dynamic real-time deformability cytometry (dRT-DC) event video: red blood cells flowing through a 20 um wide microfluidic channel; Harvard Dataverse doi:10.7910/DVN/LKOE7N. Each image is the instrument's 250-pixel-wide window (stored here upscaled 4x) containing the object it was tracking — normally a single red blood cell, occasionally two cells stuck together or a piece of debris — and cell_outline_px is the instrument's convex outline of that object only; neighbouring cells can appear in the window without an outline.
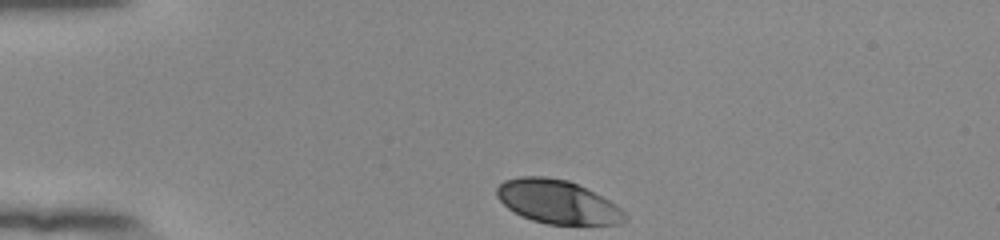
{"species": "human", "species_latin": "Homo sapiens", "temperature_condition": "room temperature", "stored_images_in_passage": 34, "camera_frame_rate_fps": 3000, "um_per_image_px": 0.085, "donor": {"sex": "female"}, "frame": {"image": 1, "passage_image": 1, "time_ms": 0.0, "image_size_px": [1000, 240], "cell_outline_px": [[624, 220], [616, 224], [548, 224], [532, 220], [520, 216], [508, 208], [496, 196], [496, 188], [504, 180], [520, 176], [544, 176], [568, 180], [608, 200], [620, 208], [624, 212]], "centroid_in_image_um": [47.31, 17.15], "position_along_channel_um": 37.7, "area_um2": 32.08}}
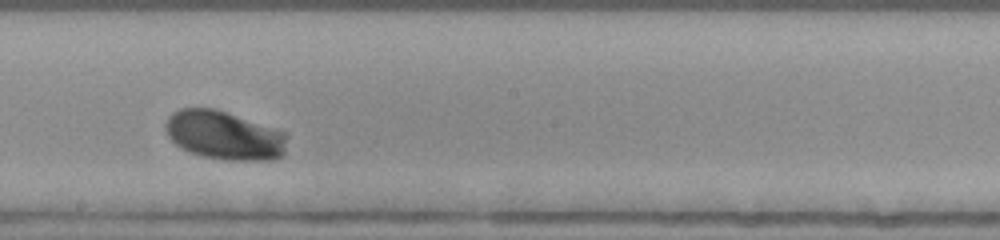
{"frame": {"image": 2, "passage_image": 20, "time_ms": 6.333, "image_size_px": [1000, 240], "cell_outline_px": [[288, 136], [284, 156], [272, 160], [224, 160], [204, 156], [180, 148], [168, 136], [164, 128], [164, 124], [168, 116], [172, 112], [180, 108], [216, 108], [284, 132]], "centroid_in_image_um": [19.05, 11.5], "position_along_channel_um": 229.2, "area_um2": 34.68}}
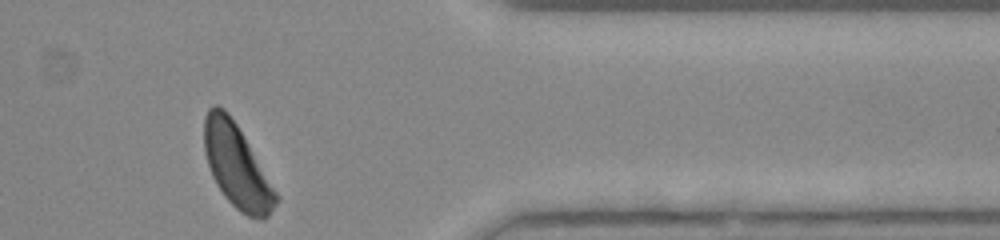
{"frame": {"image": 3, "passage_image": 34, "time_ms": 11.0, "image_size_px": [1000, 240], "cell_outline_px": [[280, 200], [268, 216], [264, 220], [248, 216], [240, 212], [228, 200], [216, 184], [212, 176], [208, 164], [204, 148], [204, 116], [208, 108], [212, 104], [216, 104], [224, 108], [228, 112], [236, 124], [280, 196]], "centroid_in_image_um": [20.13, 14.12], "position_along_channel_um": 391.3, "area_um2": 34.74}, "authors_computed_cell_mechanics": {"area_um2": 33.4662, "velocity_mm_per_s": 3.8154, "shape_relaxation_time_tau1_ms": 2.2369, "shape_relaxation_time_tau2_ms": null, "deformation_change_tau1": 0.1492, "deformation_change_tau2": null}}